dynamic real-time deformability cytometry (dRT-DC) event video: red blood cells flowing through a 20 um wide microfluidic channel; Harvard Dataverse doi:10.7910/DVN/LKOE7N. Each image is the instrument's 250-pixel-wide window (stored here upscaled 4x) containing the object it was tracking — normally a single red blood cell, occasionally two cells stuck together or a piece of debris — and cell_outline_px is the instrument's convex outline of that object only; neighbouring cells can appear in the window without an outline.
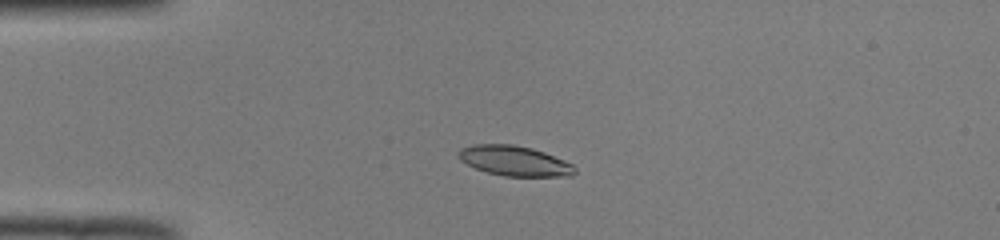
{"species": "common noctule bat (a hibernating species)", "species_latin": "Nyctalus noctula", "temperature_condition": "room temperature", "stored_images_in_passage": 39, "camera_frame_rate_fps": 3000, "um_per_image_px": 0.085, "animal": {"sex": "male", "body_mass_g": 19.0, "forearm_length_mm": 50.8}, "frame": {"image": 1, "passage_image": 1, "time_ms": 0.0, "image_size_px": [1000, 240], "cell_outline_px": [[576, 172], [572, 176], [504, 176], [488, 172], [476, 168], [460, 160], [456, 156], [456, 152], [460, 148], [472, 144], [512, 144], [532, 148], [544, 152], [564, 160], [572, 164], [576, 168]], "centroid_in_image_um": [43.71, 13.66], "position_along_channel_um": 41.3, "area_um2": 20.46}}
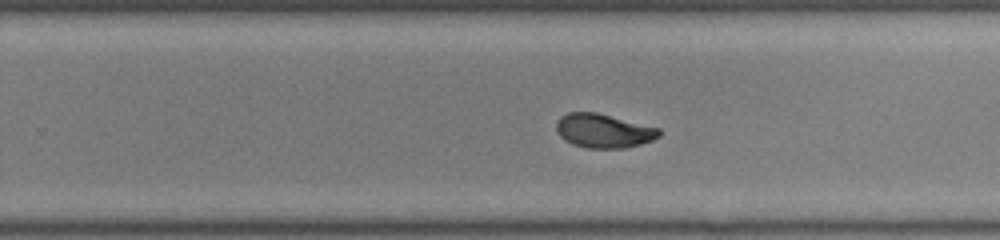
{"frame": {"image": 2, "passage_image": 21, "time_ms": 6.667, "image_size_px": [1000, 240], "cell_outline_px": [[660, 136], [652, 140], [640, 144], [624, 148], [588, 148], [572, 144], [564, 140], [556, 132], [556, 120], [560, 116], [568, 112], [596, 112], [660, 128]], "centroid_in_image_um": [51.27, 11.11], "position_along_channel_um": 278.5, "area_um2": 20.46}}
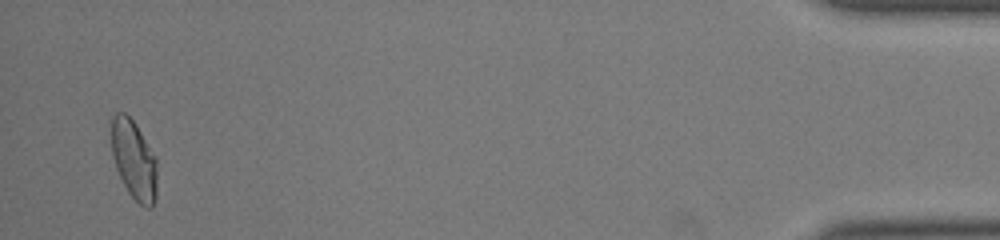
{"frame": {"image": 3, "passage_image": 38, "time_ms": 12.333, "image_size_px": [1000, 240], "cell_outline_px": [[156, 200], [152, 208], [144, 208], [128, 192], [116, 168], [112, 156], [112, 116], [116, 112], [124, 112], [132, 120], [156, 156]], "centroid_in_image_um": [11.39, 13.61], "position_along_channel_um": 423.8, "area_um2": 20.92}, "authors_computed_cell_mechanics": {"area_um2": 20.519, "velocity_mm_per_s": 3.9838, "shape_relaxation_time_tau1_ms": 4.0538, "shape_relaxation_time_tau2_ms": 1.3008, "deformation_change_tau1": 0.1641, "deformation_change_tau2": 0.0488}}